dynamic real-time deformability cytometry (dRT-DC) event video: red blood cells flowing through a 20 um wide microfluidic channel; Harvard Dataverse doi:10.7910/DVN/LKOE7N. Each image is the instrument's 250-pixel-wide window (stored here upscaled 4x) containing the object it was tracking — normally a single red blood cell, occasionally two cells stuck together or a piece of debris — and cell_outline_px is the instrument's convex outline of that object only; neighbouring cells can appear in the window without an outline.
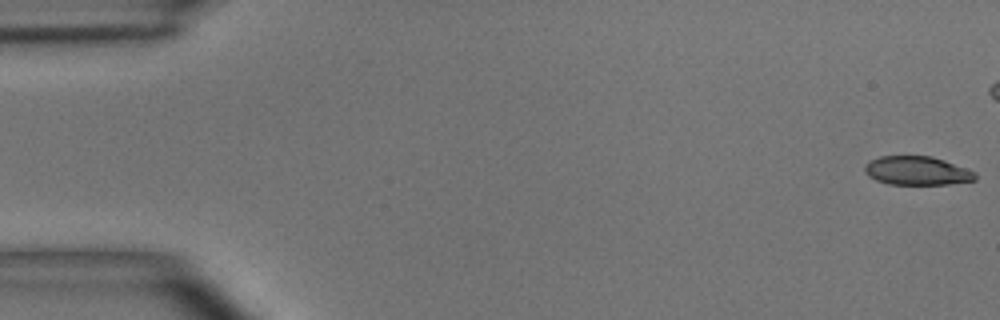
{"species": "common noctule bat (a hibernating species)", "species_latin": "Nyctalus noctula", "temperature_condition": "room temperature", "stored_images_in_passage": 7, "camera_frame_rate_fps": 3000, "um_per_image_px": 0.085, "animal": {"sex": "male", "body_mass_g": 15.6}, "frame": {"image": 1, "passage_image": 1, "time_ms": 0.0, "image_size_px": [1000, 320], "cell_outline_px": [[976, 180], [948, 184], [888, 184], [876, 180], [868, 176], [864, 172], [864, 168], [868, 160], [880, 156], [932, 156], [944, 160], [976, 172]], "centroid_in_image_um": [77.92, 14.51], "position_along_channel_um": 7.1, "area_um2": 18.55}}